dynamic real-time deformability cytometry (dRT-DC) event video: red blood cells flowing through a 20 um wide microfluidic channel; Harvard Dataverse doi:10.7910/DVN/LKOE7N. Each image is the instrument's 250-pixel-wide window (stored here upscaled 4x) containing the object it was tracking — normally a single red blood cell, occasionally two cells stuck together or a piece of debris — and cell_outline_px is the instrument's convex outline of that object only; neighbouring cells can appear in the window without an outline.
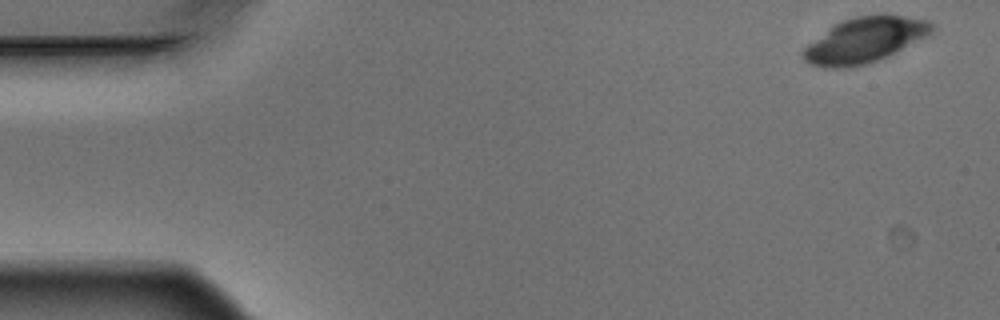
{"species": "Egyptian fruit bat (a non-hibernating species)", "species_latin": "Rousettus aegyptiacus", "temperature_condition": "warm", "stored_images_in_passage": 4, "camera_frame_rate_fps": 3000, "um_per_image_px": 0.085, "animal": {"sex": "male"}, "frame": {"image": 1, "passage_image": 1, "time_ms": 0.0, "image_size_px": [1000, 320], "cell_outline_px": [[932, 32], [928, 36], [876, 60], [864, 64], [844, 68], [824, 68], [812, 64], [804, 60], [800, 56], [800, 52], [808, 44], [836, 24], [844, 20], [856, 16], [880, 12], [928, 20], [932, 24]], "centroid_in_image_um": [73.49, 3.38], "position_along_channel_um": 11.5, "area_um2": 33.64}}